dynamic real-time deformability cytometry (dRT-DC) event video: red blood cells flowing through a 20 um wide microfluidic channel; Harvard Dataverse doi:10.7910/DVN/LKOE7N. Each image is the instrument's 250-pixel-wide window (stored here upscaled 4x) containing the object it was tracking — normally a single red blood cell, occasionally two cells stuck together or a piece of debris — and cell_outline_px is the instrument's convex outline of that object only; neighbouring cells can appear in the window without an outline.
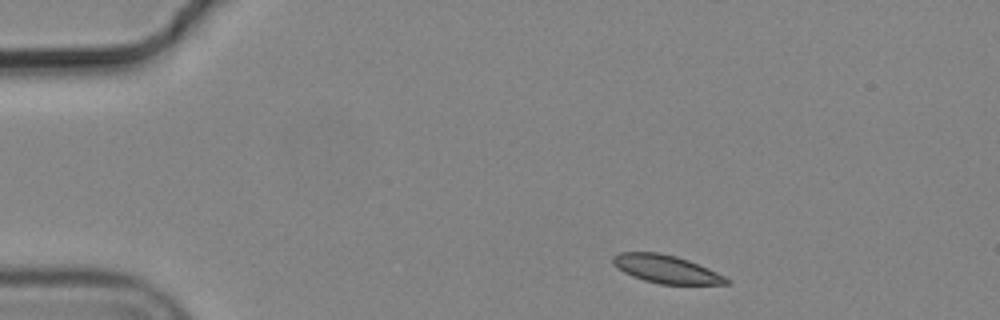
{"species": "common noctule bat (a hibernating species)", "species_latin": "Nyctalus noctula", "temperature_condition": "cold", "stored_images_in_passage": 3, "camera_frame_rate_fps": 3000, "um_per_image_px": 0.085, "animal": {"sex": "male", "body_mass_g": 19.2, "forearm_length_mm": 51.8}, "frame": {"image": 1, "passage_image": 1, "time_ms": 0.0, "image_size_px": [1000, 320], "cell_outline_px": [[732, 280], [728, 284], [660, 284], [644, 280], [632, 276], [616, 268], [612, 264], [612, 256], [620, 252], [660, 252], [676, 256], [688, 260], [708, 268]], "centroid_in_image_um": [56.59, 22.87], "position_along_channel_um": 28.4, "area_um2": 18.61}}